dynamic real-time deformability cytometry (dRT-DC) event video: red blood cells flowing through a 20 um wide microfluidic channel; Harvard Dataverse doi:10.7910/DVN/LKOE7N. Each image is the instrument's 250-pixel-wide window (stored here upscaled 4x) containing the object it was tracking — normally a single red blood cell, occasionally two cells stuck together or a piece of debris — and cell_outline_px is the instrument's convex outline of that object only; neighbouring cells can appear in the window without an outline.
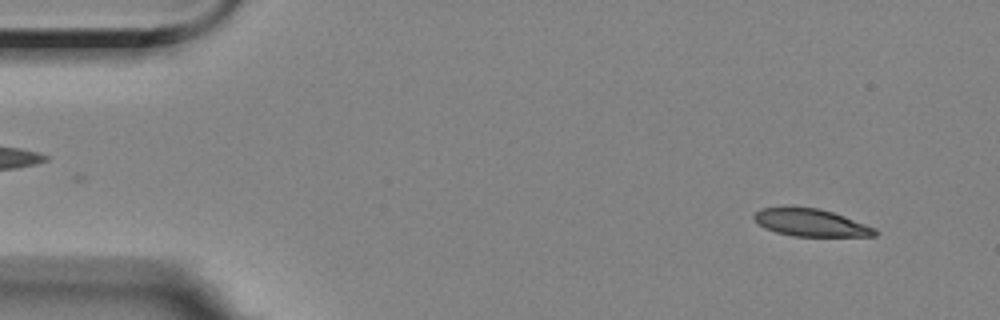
{"species": "Egyptian fruit bat (a non-hibernating species)", "species_latin": "Rousettus aegyptiacus", "temperature_condition": "room temperature", "stored_images_in_passage": 10, "camera_frame_rate_fps": 3000, "um_per_image_px": 0.085, "animal": {"sex": "female"}, "frame": {"image": 1, "passage_image": 4, "time_ms": 1.0, "image_size_px": [1000, 320], "cell_outline_px": [[880, 232], [876, 236], [792, 236], [776, 232], [764, 228], [752, 216], [760, 208], [820, 208], [844, 216], [876, 228]], "centroid_in_image_um": [68.96, 18.94], "position_along_channel_um": 16.0, "area_um2": 19.07}}